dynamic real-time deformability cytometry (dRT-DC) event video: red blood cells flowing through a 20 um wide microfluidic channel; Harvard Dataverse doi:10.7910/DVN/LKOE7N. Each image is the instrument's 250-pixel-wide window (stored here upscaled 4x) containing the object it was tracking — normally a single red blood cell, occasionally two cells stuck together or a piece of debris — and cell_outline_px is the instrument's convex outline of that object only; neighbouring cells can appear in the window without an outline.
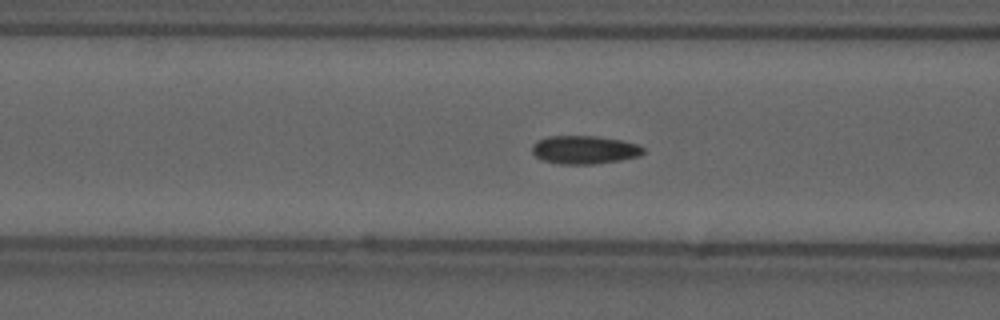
{"species": "common noctule bat (a hibernating species)", "species_latin": "Nyctalus noctula", "temperature_condition": "cold", "stored_images_in_passage": 33, "camera_frame_rate_fps": 3000, "um_per_image_px": 0.085, "animal": {"sex": "male", "forearm_length_mm": 52.5}, "frame": {"image": 1, "passage_image": 10, "time_ms": 3.0, "image_size_px": [1000, 320], "cell_outline_px": [[648, 152], [640, 156], [620, 160], [592, 164], [560, 164], [544, 160], [536, 156], [532, 152], [532, 144], [536, 140], [548, 136], [596, 136], [620, 140], [640, 144]], "centroid_in_image_um": [49.71, 12.72], "position_along_channel_um": 116.9, "area_um2": 18.5}}
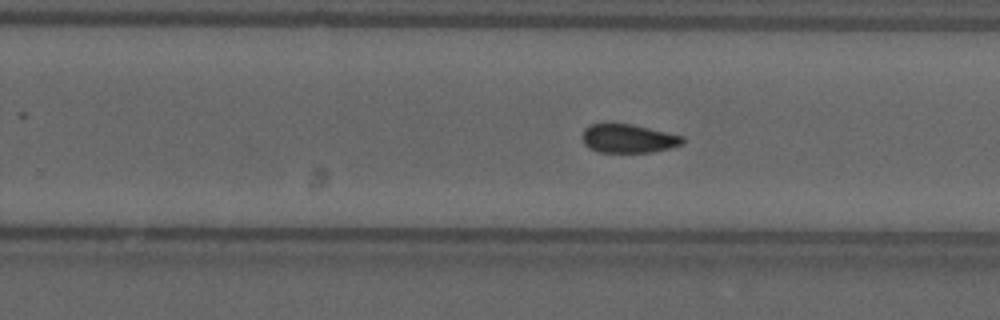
{"frame": {"image": 2, "passage_image": 23, "time_ms": 7.333, "image_size_px": [1000, 320], "cell_outline_px": [[684, 144], [652, 152], [600, 152], [588, 148], [584, 144], [584, 128], [592, 124], [632, 124], [684, 136]], "centroid_in_image_um": [53.43, 11.78], "position_along_channel_um": 276.4, "area_um2": 16.59}}